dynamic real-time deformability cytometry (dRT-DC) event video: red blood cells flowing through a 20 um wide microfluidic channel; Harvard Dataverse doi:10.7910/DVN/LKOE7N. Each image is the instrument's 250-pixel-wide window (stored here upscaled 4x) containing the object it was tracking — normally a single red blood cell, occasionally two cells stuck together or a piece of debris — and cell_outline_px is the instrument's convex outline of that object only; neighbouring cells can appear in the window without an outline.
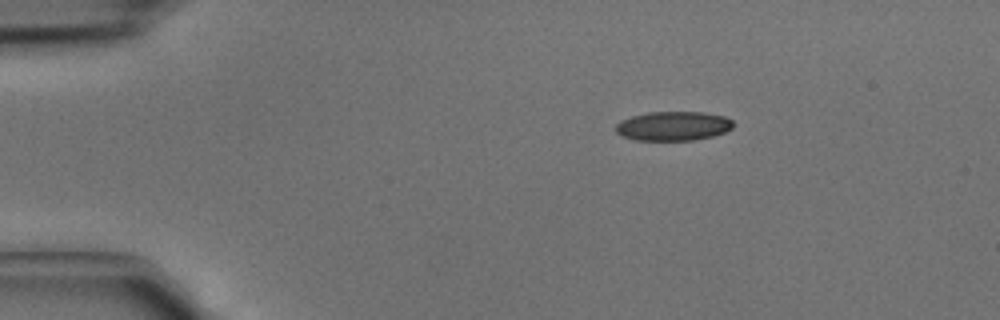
{"species": "common noctule bat (a hibernating species)", "species_latin": "Nyctalus noctula", "temperature_condition": "cold", "stored_images_in_passage": 3, "camera_frame_rate_fps": 3000, "um_per_image_px": 0.085, "animal": {"sex": "male", "body_mass_g": 15.6}, "frame": {"image": 1, "passage_image": 1, "time_ms": 0.0, "image_size_px": [1000, 320], "cell_outline_px": [[736, 124], [732, 128], [724, 132], [712, 136], [692, 140], [636, 140], [624, 136], [616, 132], [616, 124], [620, 120], [632, 116], [648, 112], [704, 112], [724, 116], [732, 120]], "centroid_in_image_um": [57.24, 10.7], "position_along_channel_um": 27.8, "area_um2": 20.0}}
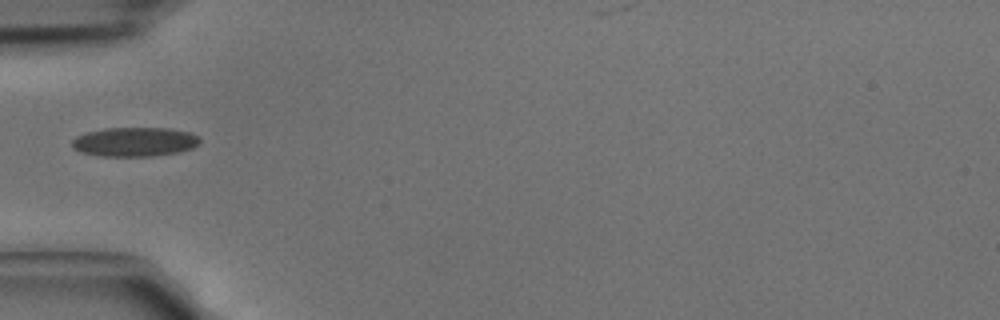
{"frame": {"image": 2, "passage_image": 3, "time_ms": 0.667, "image_size_px": [1000, 320], "cell_outline_px": [[200, 144], [192, 148], [180, 152], [152, 156], [96, 156], [80, 152], [72, 148], [72, 140], [76, 136], [88, 132], [104, 128], [168, 128], [188, 132], [200, 136]], "centroid_in_image_um": [11.44, 12.06], "position_along_channel_um": 73.6, "area_um2": 21.96}}